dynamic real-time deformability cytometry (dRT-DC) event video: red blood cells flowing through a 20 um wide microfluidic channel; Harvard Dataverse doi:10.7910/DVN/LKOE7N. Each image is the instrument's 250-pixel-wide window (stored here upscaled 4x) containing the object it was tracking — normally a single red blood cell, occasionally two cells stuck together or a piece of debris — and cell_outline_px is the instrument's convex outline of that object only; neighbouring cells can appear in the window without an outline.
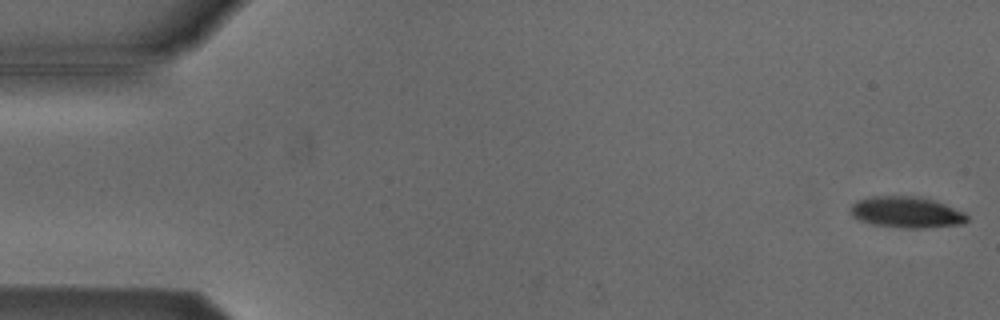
{"species": "Egyptian fruit bat (a non-hibernating species)", "species_latin": "Rousettus aegyptiacus", "temperature_condition": "cold", "stored_images_in_passage": 12, "camera_frame_rate_fps": 3000, "um_per_image_px": 0.085, "animal": {"sex": "male"}, "frame": {"image": 1, "passage_image": 1, "time_ms": 0.0, "image_size_px": [1000, 320], "cell_outline_px": [[968, 220], [964, 224], [928, 228], [900, 228], [872, 224], [860, 220], [852, 216], [848, 212], [852, 204], [856, 200], [872, 196], [920, 196], [936, 200], [964, 212], [968, 216]], "centroid_in_image_um": [77.05, 18.04], "position_along_channel_um": 7.9, "area_um2": 21.62}}